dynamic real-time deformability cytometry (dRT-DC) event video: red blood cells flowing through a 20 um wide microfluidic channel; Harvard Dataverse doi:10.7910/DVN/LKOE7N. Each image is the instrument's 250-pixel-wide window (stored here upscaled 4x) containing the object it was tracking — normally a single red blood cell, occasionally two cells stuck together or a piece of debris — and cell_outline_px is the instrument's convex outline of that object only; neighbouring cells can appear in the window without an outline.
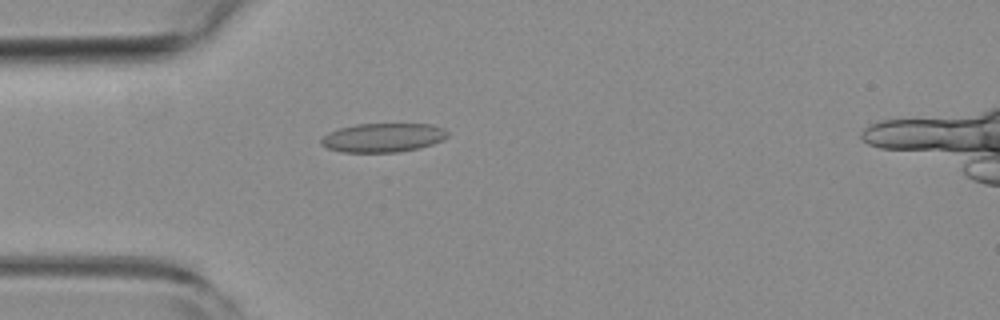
{"species": "common noctule bat (a hibernating species)", "species_latin": "Nyctalus noctula", "temperature_condition": "room temperature", "stored_images_in_passage": 51, "segment_of_instrument_passage": [1, 2], "camera_frame_rate_fps": 3000, "um_per_image_px": 0.085, "animal": {"sex": "female", "body_mass_g": 19.3, "forearm_length_mm": 54.1}, "frame": {"image": 1, "passage_image": 11, "time_ms": 3.333, "image_size_px": [1000, 320], "cell_outline_px": [[448, 136], [444, 140], [420, 148], [396, 152], [340, 152], [328, 148], [320, 144], [320, 140], [328, 132], [340, 128], [356, 124], [432, 124], [444, 128], [448, 132]], "centroid_in_image_um": [32.57, 11.7], "position_along_channel_um": 52.4, "area_um2": 21.44}}
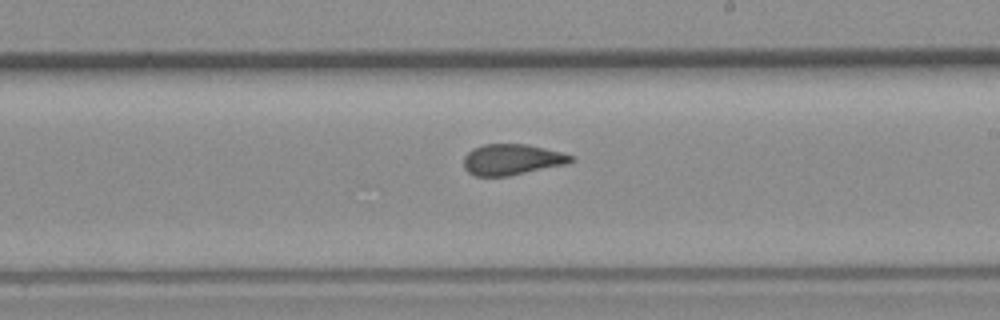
{"frame": {"image": 2, "passage_image": 27, "time_ms": 8.667, "image_size_px": [1000, 320], "cell_outline_px": [[576, 160], [568, 164], [508, 176], [476, 176], [468, 172], [464, 168], [464, 156], [472, 148], [484, 144], [528, 144], [576, 156]], "centroid_in_image_um": [43.54, 13.56], "position_along_channel_um": 245.5, "area_um2": 19.48}}
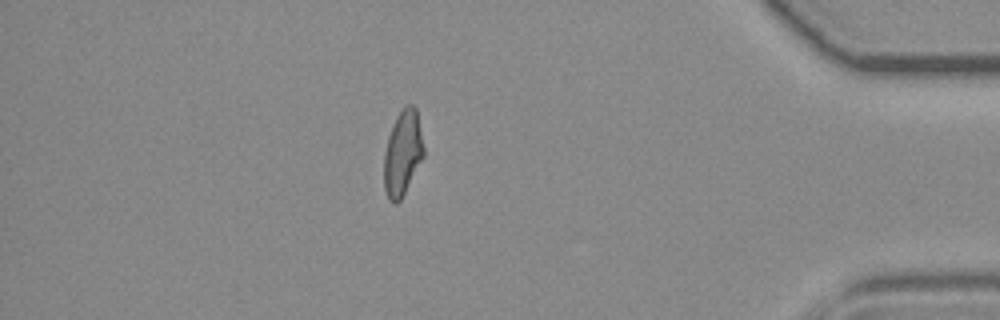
{"frame": {"image": 3, "passage_image": 43, "time_ms": 14.0, "image_size_px": [1000, 320], "cell_outline_px": [[424, 156], [400, 200], [396, 204], [392, 204], [388, 200], [384, 188], [384, 152], [388, 136], [392, 124], [396, 116], [408, 104], [412, 104], [416, 108], [424, 148]], "centroid_in_image_um": [34.21, 13.03], "position_along_channel_um": 401.0, "area_um2": 19.65}}